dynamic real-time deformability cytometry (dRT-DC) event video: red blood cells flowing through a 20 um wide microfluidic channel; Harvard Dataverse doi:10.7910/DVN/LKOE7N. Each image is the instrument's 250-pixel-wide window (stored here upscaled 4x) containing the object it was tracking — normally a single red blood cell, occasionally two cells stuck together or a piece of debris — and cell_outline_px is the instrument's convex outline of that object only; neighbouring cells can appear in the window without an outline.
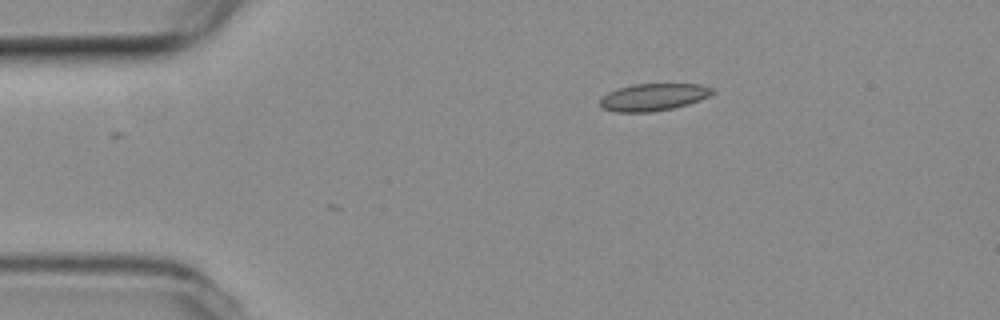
{"species": "common noctule bat (a hibernating species)", "species_latin": "Nyctalus noctula", "temperature_condition": "room temperature", "stored_images_in_passage": 2, "camera_frame_rate_fps": 3000, "um_per_image_px": 0.085, "animal": {"sex": "female", "body_mass_g": 19.3, "forearm_length_mm": 54.1}, "frame": {"image": 1, "passage_image": 1, "time_ms": 0.0, "image_size_px": [1000, 320], "cell_outline_px": [[716, 92], [700, 100], [688, 104], [672, 108], [652, 112], [616, 112], [600, 108], [600, 100], [608, 92], [632, 84], [700, 84], [712, 88]], "centroid_in_image_um": [55.54, 8.26], "position_along_channel_um": 29.5, "area_um2": 17.8}}